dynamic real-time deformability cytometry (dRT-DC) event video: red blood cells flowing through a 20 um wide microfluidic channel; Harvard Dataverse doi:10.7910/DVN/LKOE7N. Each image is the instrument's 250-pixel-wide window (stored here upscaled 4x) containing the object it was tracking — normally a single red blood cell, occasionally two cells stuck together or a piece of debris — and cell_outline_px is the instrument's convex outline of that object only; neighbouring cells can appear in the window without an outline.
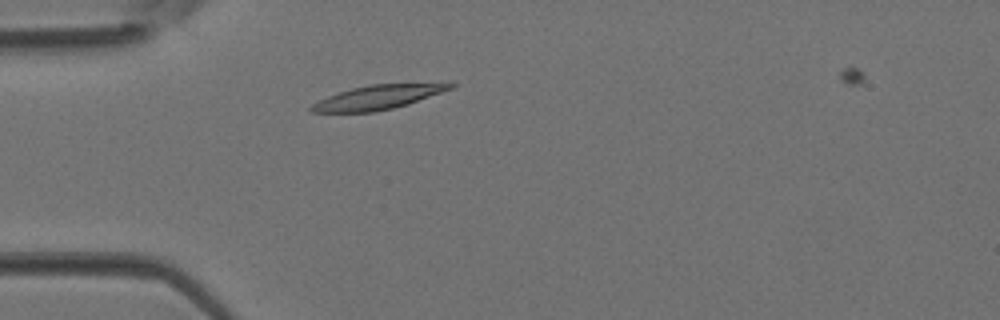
{"species": "Egyptian fruit bat (a non-hibernating species)", "species_latin": "Rousettus aegyptiacus", "temperature_condition": "room temperature", "stored_images_in_passage": 2, "camera_frame_rate_fps": 3000, "um_per_image_px": 0.085, "animal": {"sex": "female"}, "frame": {"image": 1, "passage_image": 2, "time_ms": 0.333, "image_size_px": [1000, 320], "cell_outline_px": [[456, 84], [452, 88], [408, 104], [392, 108], [372, 112], [312, 112], [308, 108], [312, 104], [328, 96], [352, 88], [368, 84]], "centroid_in_image_um": [32.03, 8.28], "position_along_channel_um": 53.0, "area_um2": 18.96}}